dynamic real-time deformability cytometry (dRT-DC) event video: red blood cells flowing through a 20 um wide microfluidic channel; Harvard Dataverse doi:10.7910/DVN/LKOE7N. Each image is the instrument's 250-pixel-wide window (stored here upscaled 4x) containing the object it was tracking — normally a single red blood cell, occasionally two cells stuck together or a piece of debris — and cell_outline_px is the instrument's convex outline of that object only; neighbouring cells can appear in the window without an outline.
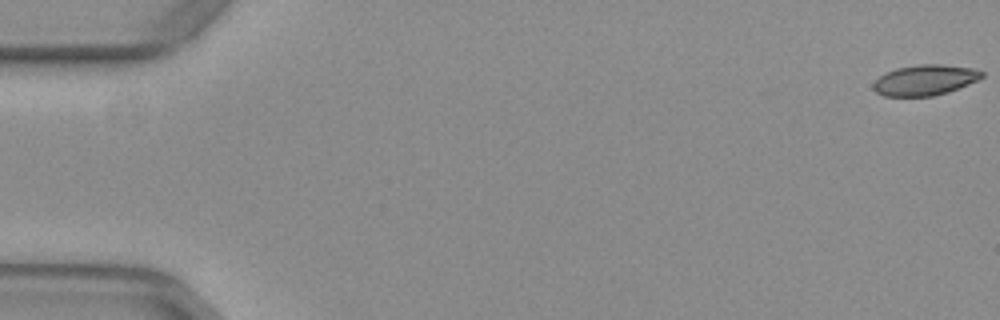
{"species": "common noctule bat (a hibernating species)", "species_latin": "Nyctalus noctula", "temperature_condition": "warm", "stored_images_in_passage": 48, "camera_frame_rate_fps": 3000, "um_per_image_px": 0.085, "animal": {"sex": "female", "body_mass_g": 29.2, "forearm_length_mm": 56.3}, "frame": {"image": 1, "passage_image": 1, "time_ms": 0.0, "image_size_px": [1000, 320], "cell_outline_px": [[984, 76], [968, 84], [948, 92], [932, 96], [884, 96], [876, 92], [872, 88], [872, 84], [880, 76], [896, 68], [920, 64], [940, 64], [972, 68], [984, 72]], "centroid_in_image_um": [78.61, 6.81], "position_along_channel_um": 6.4, "area_um2": 19.19}}
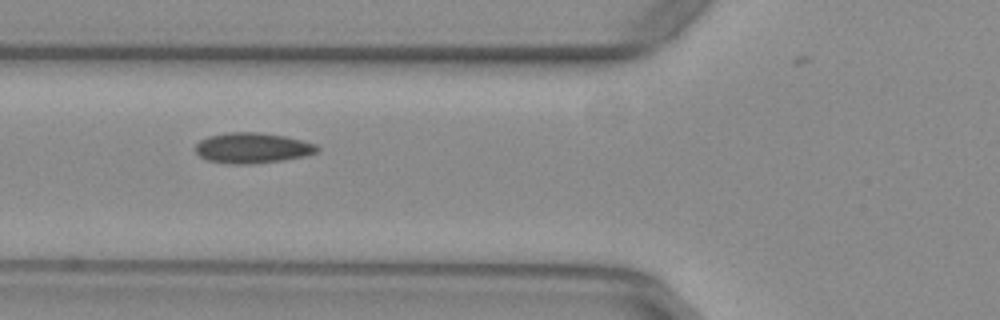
{"frame": {"image": 2, "passage_image": 21, "time_ms": 6.667, "image_size_px": [1000, 320], "cell_outline_px": [[320, 152], [304, 156], [284, 160], [252, 164], [228, 164], [208, 160], [200, 156], [196, 152], [196, 144], [200, 140], [208, 136], [228, 132], [260, 132], [284, 136], [316, 144], [320, 148]], "centroid_in_image_um": [21.47, 12.58], "position_along_channel_um": 104.3, "area_um2": 21.73}}
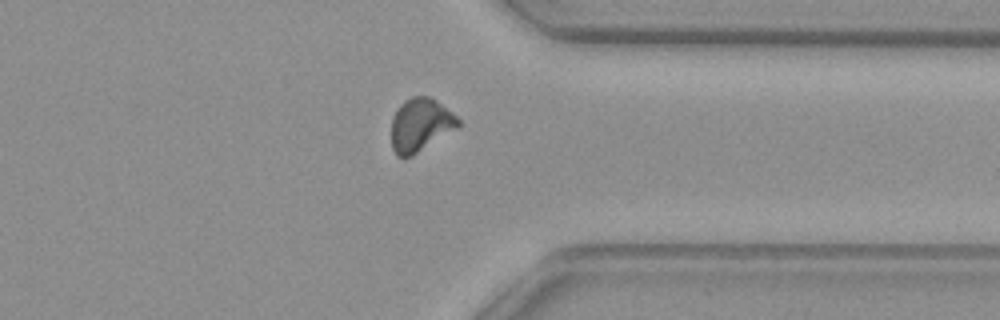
{"frame": {"image": 3, "passage_image": 42, "time_ms": 13.667, "image_size_px": [1000, 320], "cell_outline_px": [[460, 124], [456, 128], [412, 156], [396, 156], [392, 148], [392, 116], [396, 108], [404, 100], [412, 96], [428, 96], [436, 100], [452, 112], [460, 120]], "centroid_in_image_um": [35.71, 10.59], "position_along_channel_um": 375.7, "area_um2": 20.58}}